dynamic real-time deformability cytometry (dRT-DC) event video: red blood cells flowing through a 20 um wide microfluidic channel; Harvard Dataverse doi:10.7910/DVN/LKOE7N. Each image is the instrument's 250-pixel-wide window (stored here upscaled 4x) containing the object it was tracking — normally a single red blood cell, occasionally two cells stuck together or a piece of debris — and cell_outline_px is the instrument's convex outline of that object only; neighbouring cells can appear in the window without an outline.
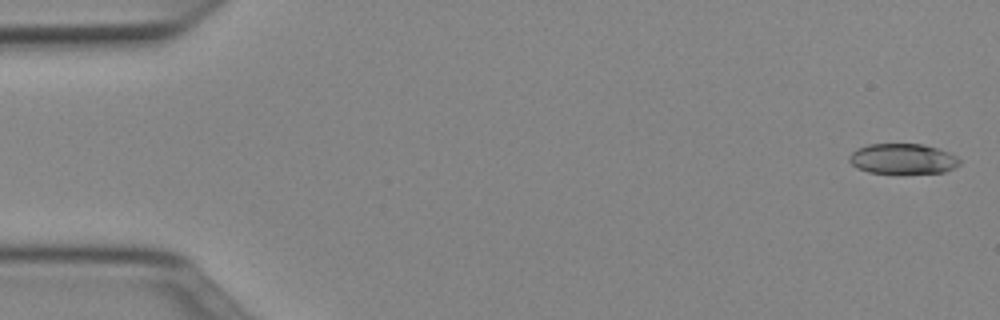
{"species": "Egyptian fruit bat (a non-hibernating species)", "species_latin": "Rousettus aegyptiacus", "temperature_condition": "cold", "stored_images_in_passage": 8, "camera_frame_rate_fps": 3000, "um_per_image_px": 0.085, "animal": {"sex": "female"}, "frame": {"image": 1, "passage_image": 1, "time_ms": 0.0, "image_size_px": [1000, 320], "cell_outline_px": [[960, 164], [944, 172], [868, 172], [856, 168], [848, 160], [848, 156], [856, 148], [868, 144], [920, 144], [936, 148], [948, 152], [956, 156], [960, 160]], "centroid_in_image_um": [76.68, 13.48], "position_along_channel_um": 8.3, "area_um2": 19.19}}